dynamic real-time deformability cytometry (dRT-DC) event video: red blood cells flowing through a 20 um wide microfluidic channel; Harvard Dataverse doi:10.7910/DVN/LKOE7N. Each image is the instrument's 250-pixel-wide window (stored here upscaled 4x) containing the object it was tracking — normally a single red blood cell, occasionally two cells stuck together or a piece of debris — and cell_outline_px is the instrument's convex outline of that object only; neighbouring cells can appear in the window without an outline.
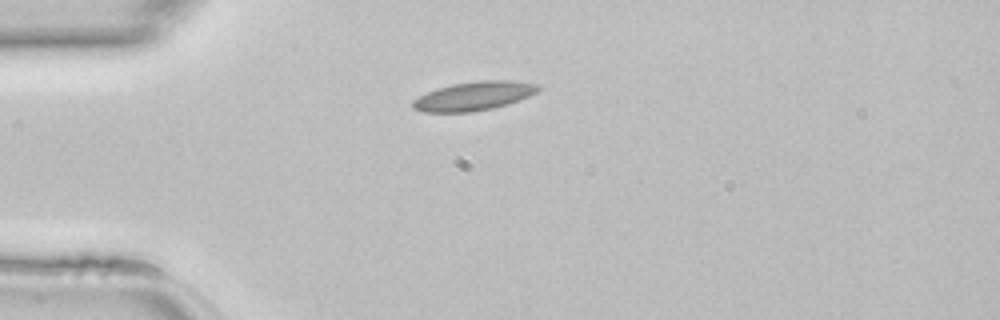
{"species": "common noctule bat (a hibernating species)", "species_latin": "Nyctalus noctula", "temperature_condition": "room temperature", "stored_images_in_passage": 30, "camera_frame_rate_fps": 3000, "um_per_image_px": 0.085, "animal": {"sex": "female", "body_mass_g": 22.7, "forearm_length_mm": 54.2}, "frame": {"image": 1, "passage_image": 1, "time_ms": 0.0, "image_size_px": [1000, 320], "cell_outline_px": [[540, 88], [536, 92], [520, 100], [508, 104], [492, 108], [472, 112], [420, 112], [412, 108], [412, 100], [436, 88], [452, 84], [480, 80], [516, 80], [540, 84]], "centroid_in_image_um": [40.29, 8.16], "position_along_channel_um": 44.7, "area_um2": 21.27}}
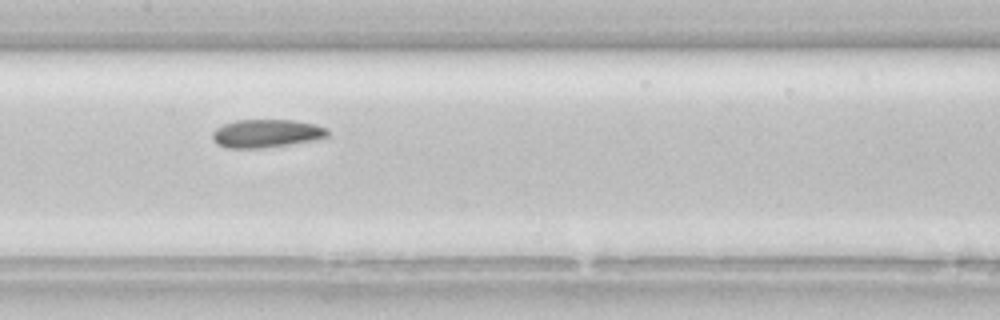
{"frame": {"image": 2, "passage_image": 12, "time_ms": 3.667, "image_size_px": [1000, 320], "cell_outline_px": [[328, 136], [312, 140], [288, 144], [260, 148], [228, 148], [216, 144], [212, 136], [212, 132], [216, 128], [224, 124], [236, 120], [292, 120], [312, 124], [328, 128]], "centroid_in_image_um": [22.6, 11.34], "position_along_channel_um": 184.8, "area_um2": 18.67}}
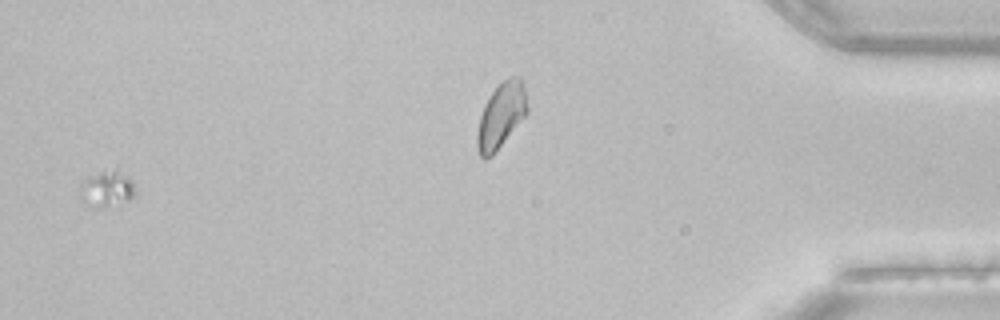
{"frame": {"image": 3, "passage_image": 28, "time_ms": 9.0, "image_size_px": [1000, 320], "cell_outline_px": [[136, 192], [128, 200], [104, 208], [92, 208], [84, 204], [80, 200], [80, 180], [104, 168], [116, 164], [132, 180]], "centroid_in_image_um": [9.04, 15.97], "position_along_channel_um": 426.2, "area_um2": 12.66}}